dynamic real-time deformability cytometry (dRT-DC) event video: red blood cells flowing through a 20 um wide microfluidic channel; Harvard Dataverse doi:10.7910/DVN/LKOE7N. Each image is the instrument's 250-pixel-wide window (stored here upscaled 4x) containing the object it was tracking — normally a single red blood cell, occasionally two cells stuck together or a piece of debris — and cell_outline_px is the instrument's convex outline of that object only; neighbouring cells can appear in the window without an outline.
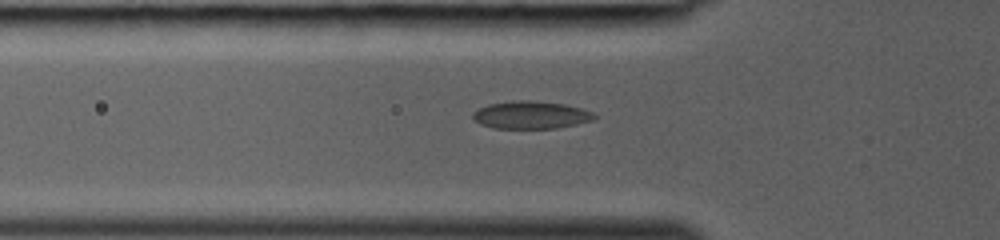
{"species": "common noctule bat (a hibernating species)", "species_latin": "Nyctalus noctula", "temperature_condition": "room temperature", "stored_images_in_passage": 29, "segment_of_instrument_passage": [1, 2], "camera_frame_rate_fps": 3000, "um_per_image_px": 0.085, "animal": {"sex": "female", "body_mass_g": 19.0, "forearm_length_mm": 53.3}, "frame": {"image": 1, "passage_image": 3, "time_ms": 0.667, "image_size_px": [1000, 240], "cell_outline_px": [[596, 120], [556, 128], [492, 128], [480, 124], [472, 120], [472, 112], [488, 104], [512, 100], [536, 100], [564, 104], [580, 108], [592, 112], [596, 116]], "centroid_in_image_um": [45.1, 9.77], "position_along_channel_um": 80.7, "area_um2": 19.77}}
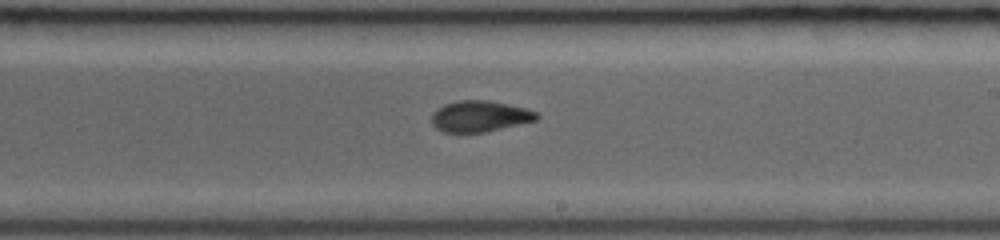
{"frame": {"image": 2, "passage_image": 13, "time_ms": 4.0, "image_size_px": [1000, 240], "cell_outline_px": [[540, 120], [484, 132], [444, 132], [436, 128], [432, 124], [432, 112], [436, 108], [444, 104], [456, 100], [488, 100], [508, 104], [524, 108], [536, 112], [540, 116]], "centroid_in_image_um": [40.78, 9.88], "position_along_channel_um": 248.2, "area_um2": 19.19}}
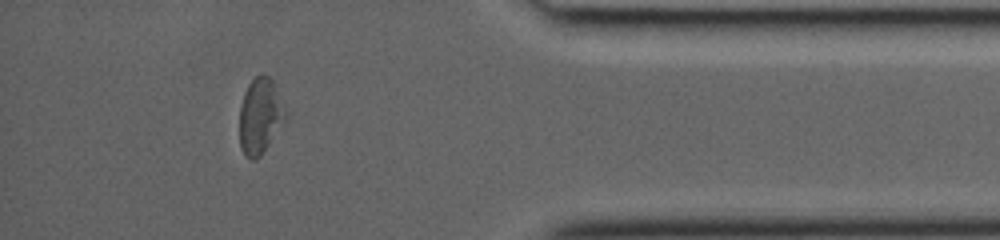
{"frame": {"image": 3, "passage_image": 24, "time_ms": 7.667, "image_size_px": [1000, 240], "cell_outline_px": [[288, 120], [260, 156], [252, 160], [244, 156], [240, 148], [240, 104], [244, 92], [248, 84], [256, 76], [264, 72], [272, 80], [288, 112]], "centroid_in_image_um": [22.14, 9.87], "position_along_channel_um": 413.1, "area_um2": 20.81}}